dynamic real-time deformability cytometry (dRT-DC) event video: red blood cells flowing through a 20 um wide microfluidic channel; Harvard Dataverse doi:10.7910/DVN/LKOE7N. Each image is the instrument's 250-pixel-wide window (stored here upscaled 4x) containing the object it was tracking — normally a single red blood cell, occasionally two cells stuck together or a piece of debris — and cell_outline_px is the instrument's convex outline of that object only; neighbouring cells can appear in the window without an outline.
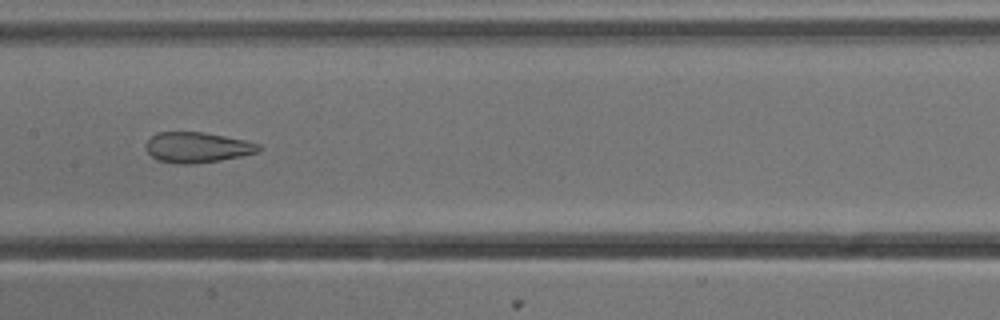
{"species": "common noctule bat (a hibernating species)", "species_latin": "Nyctalus noctula", "temperature_condition": "cold", "stored_images_in_passage": 9, "camera_frame_rate_fps": 3000, "um_per_image_px": 0.085, "animal": {"sex": "male", "body_mass_g": 13.3}, "frame": {"image": 1, "passage_image": 7, "time_ms": 2.0, "image_size_px": [1000, 320], "cell_outline_px": [[260, 148], [256, 152], [240, 156], [220, 160], [192, 164], [176, 164], [156, 160], [148, 152], [144, 144], [156, 132], [204, 132], [244, 140], [260, 144]], "centroid_in_image_um": [16.71, 12.53], "position_along_channel_um": 190.7, "area_um2": 19.94}}
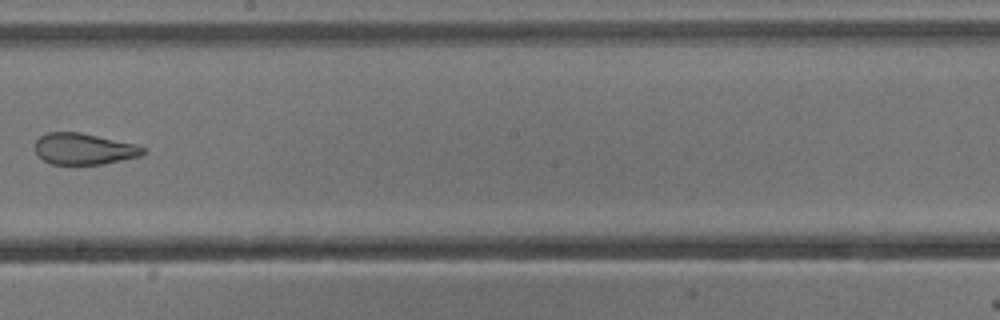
{"frame": {"image": 2, "passage_image": 8, "time_ms": 2.333, "image_size_px": [1000, 320], "cell_outline_px": [[148, 152], [140, 156], [104, 164], [52, 164], [44, 160], [36, 152], [36, 140], [40, 136], [48, 132], [80, 132], [136, 144], [148, 148]], "centroid_in_image_um": [7.19, 12.65], "position_along_channel_um": 241.0, "area_um2": 19.77}}
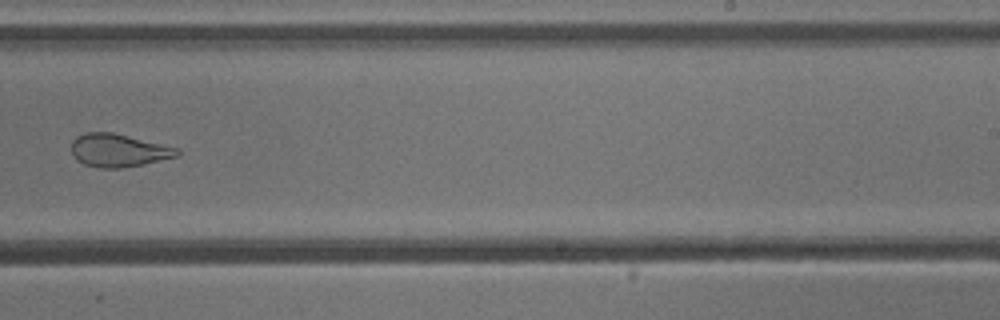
{"frame": {"image": 3, "passage_image": 9, "time_ms": 2.667, "image_size_px": [1000, 320], "cell_outline_px": [[180, 156], [144, 164], [124, 168], [100, 168], [84, 164], [76, 160], [72, 156], [72, 140], [76, 136], [84, 132], [112, 132], [180, 148]], "centroid_in_image_um": [10.08, 12.78], "position_along_channel_um": 278.9, "area_um2": 20.63}}